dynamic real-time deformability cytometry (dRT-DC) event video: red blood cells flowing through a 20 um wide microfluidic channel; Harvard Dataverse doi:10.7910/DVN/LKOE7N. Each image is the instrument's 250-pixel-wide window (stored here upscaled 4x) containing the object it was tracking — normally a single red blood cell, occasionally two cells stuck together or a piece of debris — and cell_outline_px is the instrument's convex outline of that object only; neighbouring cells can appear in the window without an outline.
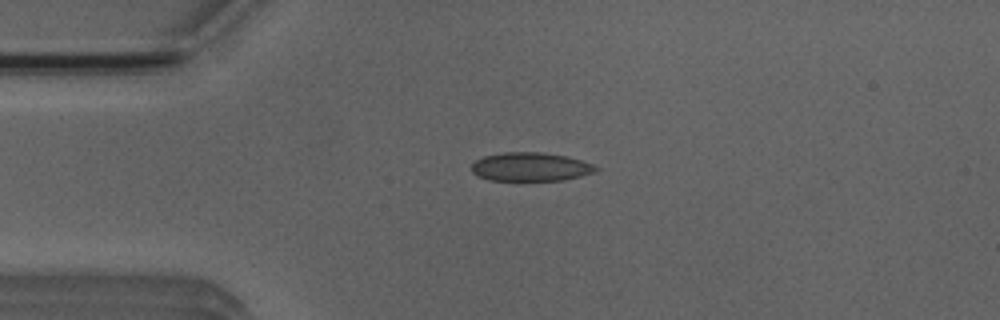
{"species": "Egyptian fruit bat (a non-hibernating species)", "species_latin": "Rousettus aegyptiacus", "temperature_condition": "room temperature", "stored_images_in_passage": 5, "camera_frame_rate_fps": 3000, "um_per_image_px": 0.085, "animal": {"sex": "male"}, "frame": {"image": 1, "passage_image": 4, "time_ms": 3.667, "image_size_px": [1000, 320], "cell_outline_px": [[600, 168], [596, 172], [564, 180], [488, 180], [476, 176], [472, 172], [472, 164], [476, 160], [484, 156], [504, 152], [540, 152], [568, 156], [592, 164]], "centroid_in_image_um": [45.09, 14.18], "position_along_channel_um": 39.9, "area_um2": 20.81}}